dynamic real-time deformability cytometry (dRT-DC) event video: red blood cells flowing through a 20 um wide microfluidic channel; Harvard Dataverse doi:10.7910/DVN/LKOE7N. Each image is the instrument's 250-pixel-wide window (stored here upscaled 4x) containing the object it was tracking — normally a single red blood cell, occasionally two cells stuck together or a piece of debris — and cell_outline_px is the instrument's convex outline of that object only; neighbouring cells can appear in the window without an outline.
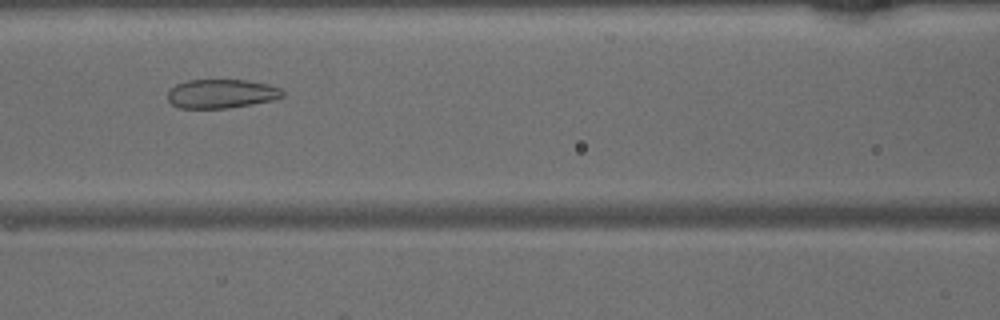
{"species": "common noctule bat (a hibernating species)", "species_latin": "Nyctalus noctula", "temperature_condition": "warm", "stored_images_in_passage": 44, "camera_frame_rate_fps": 3000, "um_per_image_px": 0.085, "animal": {"sex": "male", "body_mass_g": 15.6}, "frame": {"image": 1, "passage_image": 17, "time_ms": 5.333, "image_size_px": [1000, 320], "cell_outline_px": [[284, 96], [272, 100], [228, 108], [180, 108], [172, 104], [168, 100], [168, 92], [176, 84], [188, 80], [248, 80], [268, 84], [280, 88], [284, 92]], "centroid_in_image_um": [18.82, 7.96], "position_along_channel_um": 147.8, "area_um2": 19.31}}
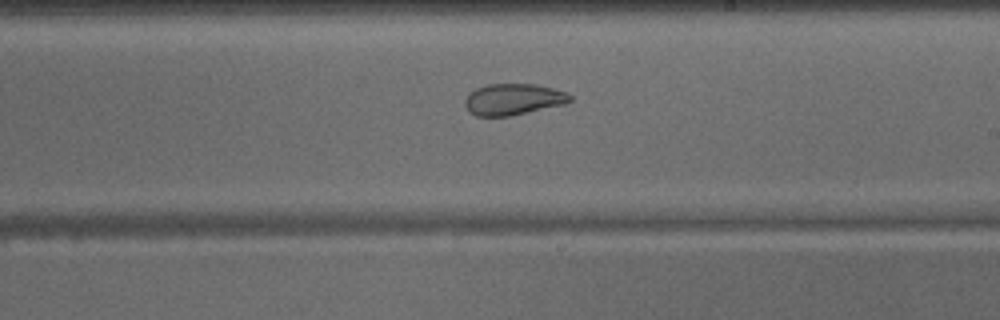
{"frame": {"image": 2, "passage_image": 24, "time_ms": 7.667, "image_size_px": [1000, 320], "cell_outline_px": [[572, 100], [564, 104], [512, 116], [476, 116], [468, 112], [464, 104], [464, 100], [476, 88], [488, 84], [536, 84], [568, 92], [572, 96]], "centroid_in_image_um": [43.63, 8.45], "position_along_channel_um": 245.4, "area_um2": 19.31}}
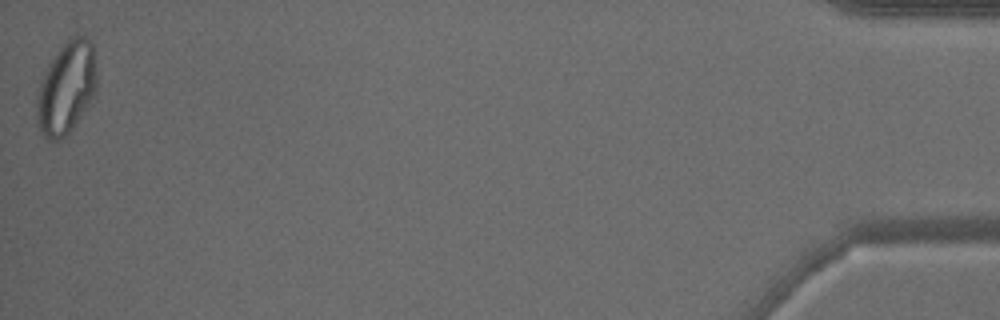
{"frame": {"image": 3, "passage_image": 44, "time_ms": 14.333, "image_size_px": [1000, 320], "cell_outline_px": [[96, 92], [72, 128], [64, 136], [56, 140], [48, 140], [44, 136], [40, 128], [36, 116], [36, 100], [40, 84], [52, 60], [60, 48], [72, 36], [84, 36], [92, 44], [96, 60]], "centroid_in_image_um": [5.66, 7.47], "position_along_channel_um": 429.5, "area_um2": 31.5}}